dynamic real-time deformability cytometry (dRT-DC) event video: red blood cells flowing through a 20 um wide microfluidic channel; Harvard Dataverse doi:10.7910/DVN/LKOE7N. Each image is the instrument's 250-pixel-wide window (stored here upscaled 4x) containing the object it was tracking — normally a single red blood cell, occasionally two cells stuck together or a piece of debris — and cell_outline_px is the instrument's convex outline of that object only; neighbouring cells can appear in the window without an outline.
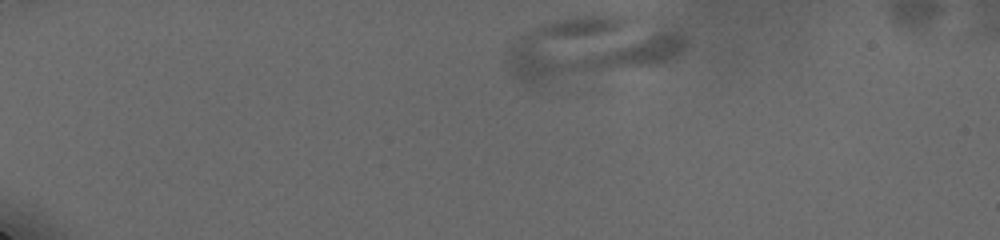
{"species": "human", "species_latin": "Homo sapiens", "temperature_condition": "cold", "stored_images_in_passage": 3, "camera_frame_rate_fps": 3000, "um_per_image_px": 0.085, "donor": {"sex": "male"}, "frame": {"image": 1, "passage_image": 1, "time_ms": 0.0, "image_size_px": [1000, 240], "cell_outline_px": [[688, 48], [676, 60], [656, 64], [540, 84], [524, 84], [512, 76], [504, 64], [508, 48], [520, 36], [544, 24], [556, 20], [580, 16], [624, 16], [684, 32], [688, 36]], "centroid_in_image_um": [50.23, 4.1], "position_along_channel_um": 34.8, "area_um2": 64.39}}